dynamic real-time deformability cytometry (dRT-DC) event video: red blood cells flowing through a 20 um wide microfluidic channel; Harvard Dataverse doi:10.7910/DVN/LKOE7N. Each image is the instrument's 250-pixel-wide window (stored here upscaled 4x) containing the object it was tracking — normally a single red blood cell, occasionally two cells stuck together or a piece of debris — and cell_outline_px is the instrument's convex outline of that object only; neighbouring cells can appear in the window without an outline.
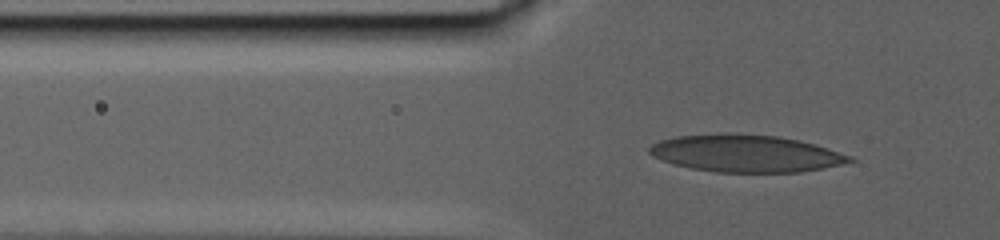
{"species": "human", "species_latin": "Homo sapiens", "temperature_condition": "warm", "stored_images_in_passage": 78, "camera_frame_rate_fps": 3000, "um_per_image_px": 0.085, "donor": {"sex": "male"}, "frame": {"image": 1, "passage_image": 29, "time_ms": 10.333, "image_size_px": [1000, 240], "cell_outline_px": [[856, 160], [824, 168], [800, 172], [716, 172], [692, 168], [676, 164], [652, 156], [648, 152], [648, 148], [652, 144], [660, 140], [676, 136], [728, 132], [776, 136], [816, 144], [852, 156]], "centroid_in_image_um": [63.39, 13.03], "position_along_channel_um": 62.4, "area_um2": 43.41}}
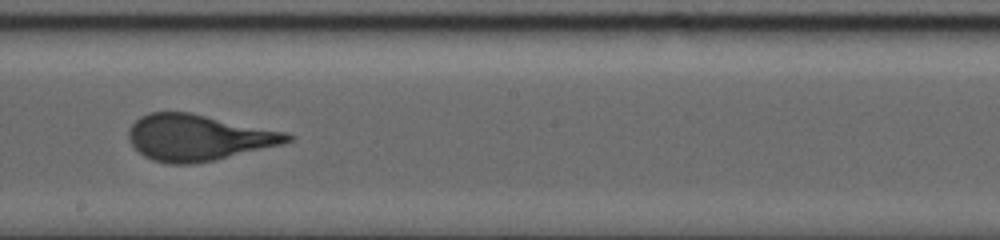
{"frame": {"image": 2, "passage_image": 47, "time_ms": 18.333, "image_size_px": [1000, 240], "cell_outline_px": [[296, 136], [292, 140], [284, 144], [216, 160], [192, 164], [168, 164], [152, 160], [144, 156], [128, 140], [128, 128], [140, 116], [148, 112], [192, 112], [288, 132]], "centroid_in_image_um": [16.88, 11.69], "position_along_channel_um": 231.3, "area_um2": 43.23}}
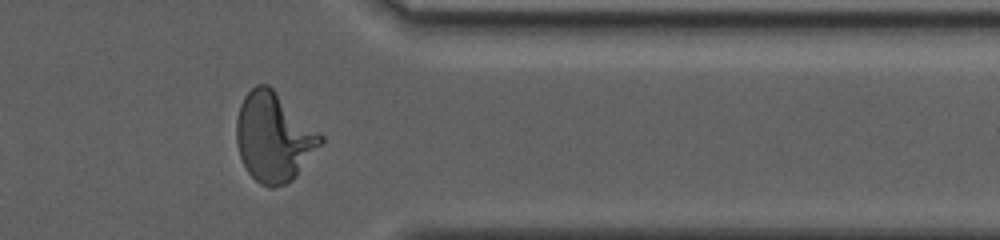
{"frame": {"image": 3, "passage_image": 67, "time_ms": 25.333, "image_size_px": [1000, 240], "cell_outline_px": [[324, 140], [296, 176], [292, 180], [284, 184], [272, 188], [268, 188], [260, 184], [248, 172], [240, 156], [236, 144], [236, 120], [240, 104], [244, 96], [256, 84], [268, 84], [324, 136]], "centroid_in_image_um": [23.25, 11.66], "position_along_channel_um": 388.2, "area_um2": 43.47}}